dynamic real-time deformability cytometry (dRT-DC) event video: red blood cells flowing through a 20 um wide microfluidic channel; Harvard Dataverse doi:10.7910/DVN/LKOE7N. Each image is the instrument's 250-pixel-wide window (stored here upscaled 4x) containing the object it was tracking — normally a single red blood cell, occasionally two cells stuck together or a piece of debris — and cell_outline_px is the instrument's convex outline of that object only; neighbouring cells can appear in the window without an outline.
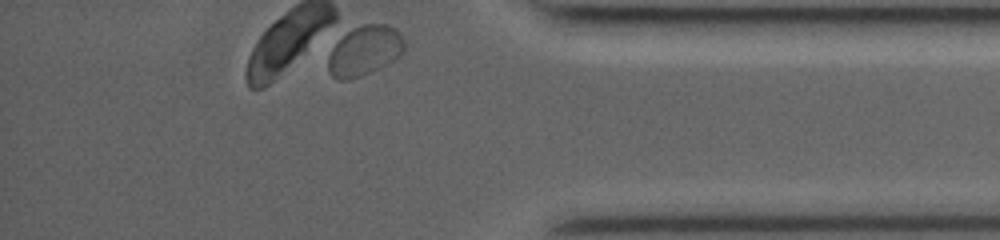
{"species": "common noctule bat (a hibernating species)", "species_latin": "Nyctalus noctula", "temperature_condition": "room temperature", "stored_images_in_passage": 29, "camera_frame_rate_fps": 3500, "um_per_image_px": 0.085, "animal": {"sex": "female", "body_mass_g": 19.0, "forearm_length_mm": 53.3}, "frame": {"image": 1, "passage_image": 29, "time_ms": 8.0, "image_size_px": [1000, 240], "cell_outline_px": [[404, 52], [400, 56], [388, 64], [380, 68], [360, 76], [348, 80], [340, 80], [332, 76], [328, 72], [328, 56], [332, 48], [344, 28], [364, 24], [388, 24], [404, 40]], "centroid_in_image_um": [30.93, 4.29], "position_along_channel_um": 404.3, "area_um2": 22.6}}